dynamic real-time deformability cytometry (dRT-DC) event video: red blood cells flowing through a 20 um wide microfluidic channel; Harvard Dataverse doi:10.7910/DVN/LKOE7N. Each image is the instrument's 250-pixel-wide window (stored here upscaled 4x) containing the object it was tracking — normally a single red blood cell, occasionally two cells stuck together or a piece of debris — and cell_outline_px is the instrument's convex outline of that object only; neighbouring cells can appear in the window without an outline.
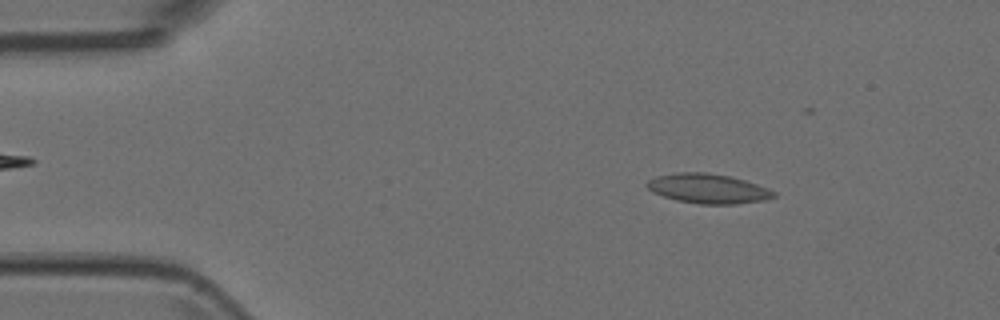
{"species": "Egyptian fruit bat (a non-hibernating species)", "species_latin": "Rousettus aegyptiacus", "temperature_condition": "room temperature", "stored_images_in_passage": 3, "camera_frame_rate_fps": 3000, "um_per_image_px": 0.085, "animal": {"sex": "female"}, "frame": {"image": 1, "passage_image": 1, "time_ms": 0.0, "image_size_px": [1000, 320], "cell_outline_px": [[776, 196], [764, 200], [736, 204], [700, 204], [676, 200], [652, 192], [644, 184], [648, 180], [656, 176], [676, 172], [704, 172], [728, 176], [744, 180], [768, 188], [776, 192]], "centroid_in_image_um": [60.16, 16.03], "position_along_channel_um": 24.8, "area_um2": 21.85}}